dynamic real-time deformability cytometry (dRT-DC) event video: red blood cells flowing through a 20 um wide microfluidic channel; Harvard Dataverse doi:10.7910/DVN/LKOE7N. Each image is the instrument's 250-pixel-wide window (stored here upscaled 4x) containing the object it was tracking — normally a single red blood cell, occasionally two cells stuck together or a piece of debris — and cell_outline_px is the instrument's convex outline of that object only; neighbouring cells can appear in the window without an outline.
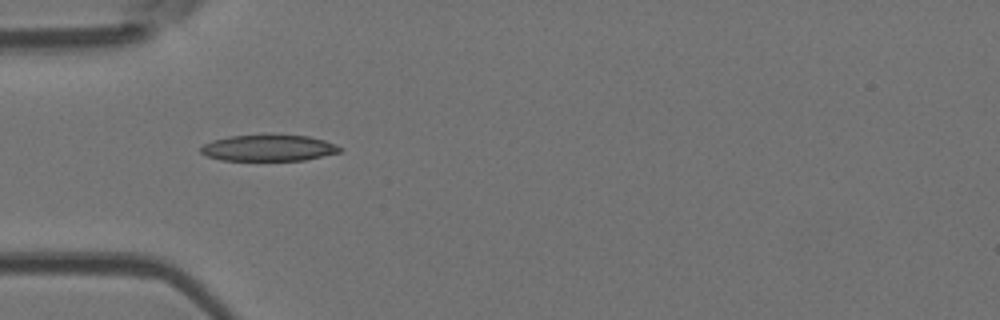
{"species": "Egyptian fruit bat (a non-hibernating species)", "species_latin": "Rousettus aegyptiacus", "temperature_condition": "room temperature", "stored_images_in_passage": 34, "camera_frame_rate_fps": 3000, "um_per_image_px": 0.085, "animal": {"sex": "female"}, "frame": {"image": 1, "passage_image": 1, "time_ms": 0.0, "image_size_px": [1000, 320], "cell_outline_px": [[344, 148], [340, 152], [304, 160], [220, 160], [208, 156], [200, 152], [200, 148], [204, 144], [212, 140], [228, 136], [264, 132], [268, 132], [308, 136], [324, 140]], "centroid_in_image_um": [22.82, 12.53], "position_along_channel_um": 62.2, "area_um2": 22.08}}
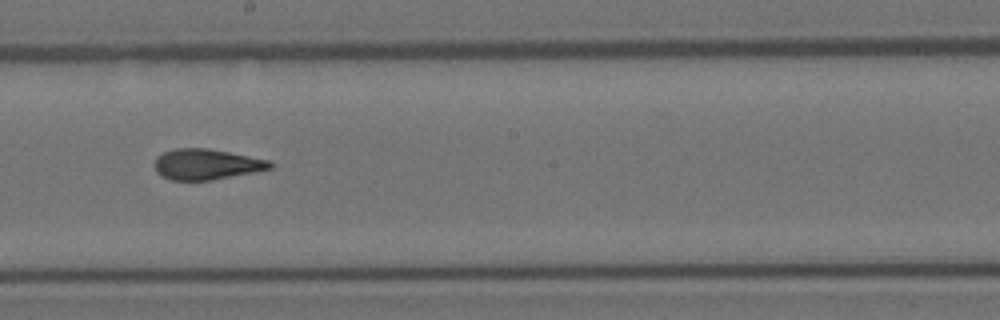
{"frame": {"image": 2, "passage_image": 14, "time_ms": 4.333, "image_size_px": [1000, 320], "cell_outline_px": [[272, 168], [256, 172], [212, 180], [172, 180], [160, 176], [156, 172], [156, 156], [164, 152], [176, 148], [208, 148], [272, 160]], "centroid_in_image_um": [17.58, 13.96], "position_along_channel_um": 230.6, "area_um2": 20.75}}
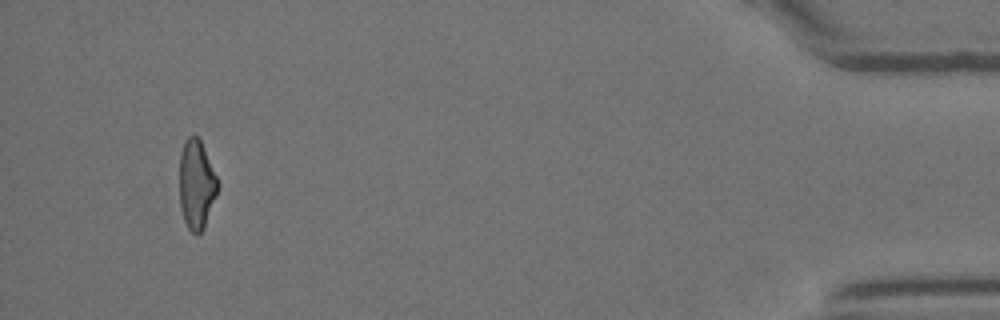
{"frame": {"image": 3, "passage_image": 34, "time_ms": 11.0, "image_size_px": [1000, 320], "cell_outline_px": [[220, 184], [216, 196], [204, 228], [196, 236], [188, 228], [184, 220], [180, 208], [180, 152], [184, 140], [188, 136], [196, 136], [200, 140]], "centroid_in_image_um": [16.7, 15.69], "position_along_channel_um": 418.5, "area_um2": 19.88}, "authors_computed_cell_mechanics": {"area_um2": 20.8369, "velocity_mm_per_s": 3.9105, "shape_relaxation_time_tau1_ms": 9.1998, "shape_relaxation_time_tau2_ms": 2.0594, "deformation_change_tau1": 0.2408, "deformation_change_tau2": 0.1087}}